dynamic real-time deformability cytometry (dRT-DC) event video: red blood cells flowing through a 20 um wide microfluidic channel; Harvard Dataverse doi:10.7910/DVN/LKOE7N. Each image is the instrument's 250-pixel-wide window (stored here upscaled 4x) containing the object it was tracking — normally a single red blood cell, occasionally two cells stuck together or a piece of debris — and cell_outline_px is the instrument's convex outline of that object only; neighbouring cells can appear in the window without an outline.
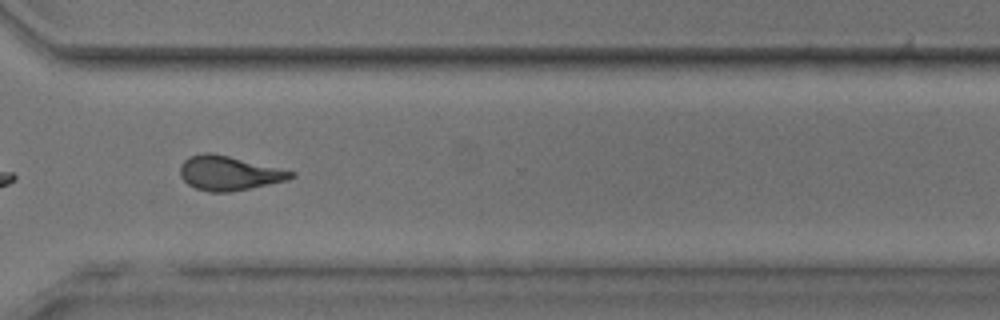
{"species": "common noctule bat (a hibernating species)", "species_latin": "Nyctalus noctula", "temperature_condition": "room temperature", "stored_images_in_passage": 30, "camera_frame_rate_fps": 3000, "um_per_image_px": 0.085, "animal": {"sex": "male", "body_mass_g": 17.9, "forearm_length_mm": 54.2}, "frame": {"image": 1, "passage_image": 22, "time_ms": 7.0, "image_size_px": [1000, 320], "cell_outline_px": [[296, 176], [288, 180], [228, 192], [208, 192], [196, 188], [188, 184], [180, 176], [180, 164], [188, 156], [204, 152], [212, 152], [296, 172]], "centroid_in_image_um": [19.43, 14.7], "position_along_channel_um": 351.2, "area_um2": 22.14}, "authors_computed_cell_mechanics": {"area_um2": 21.4438, "velocity_mm_per_s": 4.0956, "shape_relaxation_time_tau1_ms": 8.9061, "shape_relaxation_time_tau2_ms": 1.6992, "deformation_change_tau1": 0.2296, "deformation_change_tau2": 0.1092}}